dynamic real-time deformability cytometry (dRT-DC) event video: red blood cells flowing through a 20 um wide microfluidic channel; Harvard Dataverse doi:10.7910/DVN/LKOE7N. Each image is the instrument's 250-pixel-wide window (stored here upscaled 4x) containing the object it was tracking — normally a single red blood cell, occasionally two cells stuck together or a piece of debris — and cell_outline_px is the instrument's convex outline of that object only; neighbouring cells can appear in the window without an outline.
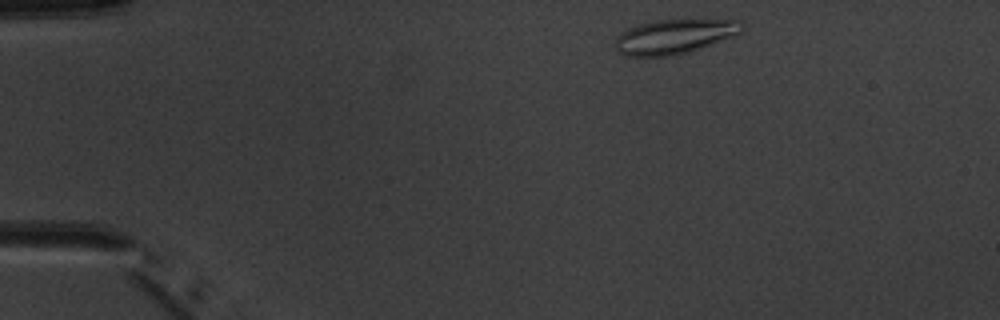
{"species": "common noctule bat (a hibernating species)", "species_latin": "Nyctalus noctula", "temperature_condition": "warm", "stored_images_in_passage": 3, "camera_frame_rate_fps": 3000, "um_per_image_px": 0.085, "animal": {"sex": "male", "body_mass_g": 20.1, "forearm_length_mm": 53.5}, "frame": {"image": 1, "passage_image": 1, "time_ms": 0.0, "image_size_px": [1000, 320], "cell_outline_px": [[744, 28], [736, 36], [688, 52], [672, 56], [624, 56], [616, 48], [616, 36], [620, 32], [628, 28], [640, 24], [656, 20], [740, 20], [744, 24]], "centroid_in_image_um": [57.34, 3.11], "position_along_channel_um": 27.7, "area_um2": 25.49}}